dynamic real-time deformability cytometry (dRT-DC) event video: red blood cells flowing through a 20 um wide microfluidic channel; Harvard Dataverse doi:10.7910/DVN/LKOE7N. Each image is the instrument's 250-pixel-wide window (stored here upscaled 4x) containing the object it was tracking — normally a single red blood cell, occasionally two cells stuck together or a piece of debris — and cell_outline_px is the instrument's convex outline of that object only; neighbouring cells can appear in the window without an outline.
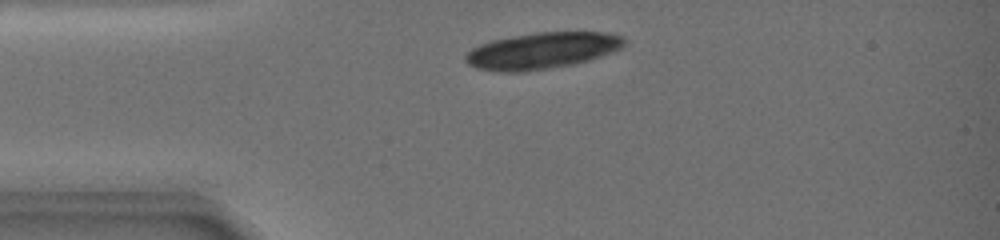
{"species": "common noctule bat (a hibernating species)", "species_latin": "Nyctalus noctula", "temperature_condition": "warm", "stored_images_in_passage": 10, "camera_frame_rate_fps": 3000, "um_per_image_px": 0.085, "animal": {"sex": "female", "body_mass_g": 19.0, "forearm_length_mm": 51.5}, "frame": {"image": 1, "passage_image": 1, "time_ms": 0.0, "image_size_px": [1000, 240], "cell_outline_px": [[624, 48], [576, 64], [524, 72], [492, 72], [476, 68], [468, 64], [464, 60], [464, 56], [472, 48], [496, 40], [540, 32], [604, 32], [624, 36]], "centroid_in_image_um": [46.1, 4.33], "position_along_channel_um": 38.9, "area_um2": 33.52}}